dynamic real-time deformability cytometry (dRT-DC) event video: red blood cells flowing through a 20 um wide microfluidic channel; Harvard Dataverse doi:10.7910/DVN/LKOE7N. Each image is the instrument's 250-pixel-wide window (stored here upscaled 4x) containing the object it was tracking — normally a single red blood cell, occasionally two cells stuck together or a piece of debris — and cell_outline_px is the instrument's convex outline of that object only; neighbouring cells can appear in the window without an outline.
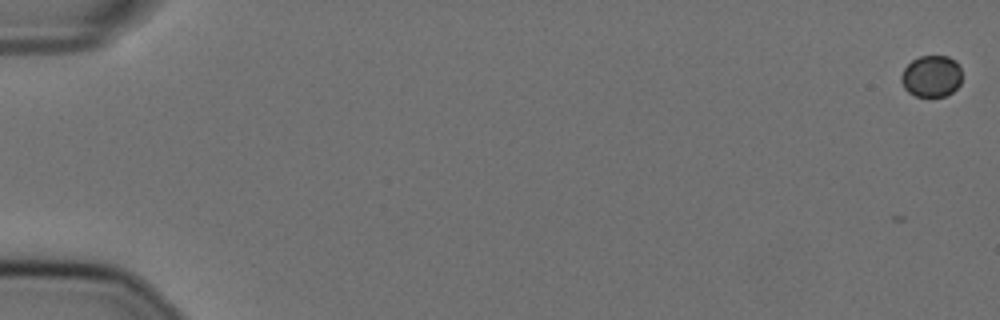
{"species": "Egyptian fruit bat (a non-hibernating species)", "species_latin": "Rousettus aegyptiacus", "temperature_condition": "cold", "stored_images_in_passage": 2, "camera_frame_rate_fps": 3000, "um_per_image_px": 0.085, "animal": {"sex": "female"}, "frame": {"image": 1, "passage_image": 2, "time_ms": 0.333, "image_size_px": [1000, 320], "cell_outline_px": [[960, 84], [952, 92], [944, 96], [916, 96], [908, 92], [904, 88], [900, 80], [900, 76], [904, 68], [912, 60], [920, 56], [948, 56], [956, 60], [960, 64]], "centroid_in_image_um": [79.16, 6.46], "position_along_channel_um": 5.8, "area_um2": 14.8}}